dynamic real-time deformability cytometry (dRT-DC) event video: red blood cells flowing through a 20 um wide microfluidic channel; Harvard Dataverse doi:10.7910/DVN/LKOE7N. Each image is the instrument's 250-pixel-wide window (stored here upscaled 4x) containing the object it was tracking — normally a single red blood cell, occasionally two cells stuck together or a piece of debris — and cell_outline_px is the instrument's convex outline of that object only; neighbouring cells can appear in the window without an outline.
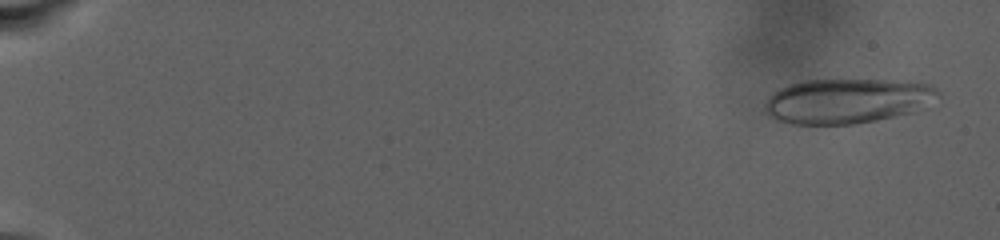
{"species": "human", "species_latin": "Homo sapiens", "temperature_condition": "warm", "stored_images_in_passage": 89, "camera_frame_rate_fps": 3000, "um_per_image_px": 0.085, "donor": {"sex": "male"}, "frame": {"image": 1, "passage_image": 4, "time_ms": 1.0, "image_size_px": [1000, 240], "cell_outline_px": [[940, 96], [912, 112], [876, 120], [852, 124], [792, 124], [776, 120], [768, 116], [764, 112], [764, 104], [768, 96], [772, 92], [788, 84], [804, 80], [884, 80], [932, 84], [940, 92]], "centroid_in_image_um": [71.94, 8.58], "position_along_channel_um": 13.1, "area_um2": 45.32}}
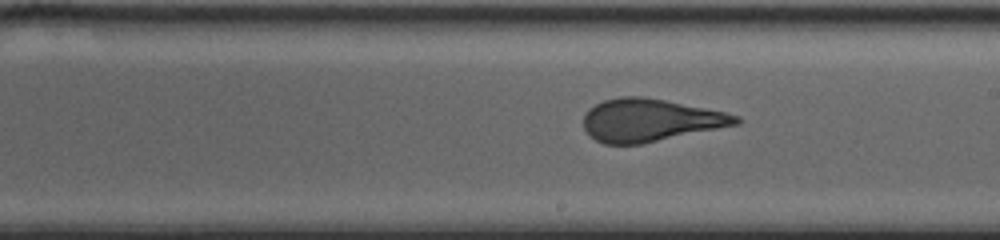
{"frame": {"image": 2, "passage_image": 55, "time_ms": 18.0, "image_size_px": [1000, 240], "cell_outline_px": [[744, 120], [740, 124], [640, 144], [604, 144], [596, 140], [584, 128], [584, 116], [588, 108], [604, 100], [620, 96], [644, 96], [724, 112], [740, 116]], "centroid_in_image_um": [55.27, 10.21], "position_along_channel_um": 233.7, "area_um2": 37.69}}
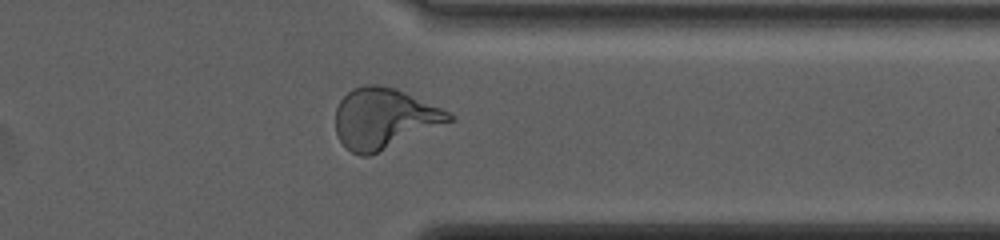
{"frame": {"image": 3, "passage_image": 73, "time_ms": 24.0, "image_size_px": [1000, 240], "cell_outline_px": [[456, 120], [368, 156], [360, 156], [344, 148], [336, 136], [336, 108], [340, 100], [352, 88], [368, 84], [376, 84], [396, 88], [440, 108], [456, 116]], "centroid_in_image_um": [32.63, 10.07], "position_along_channel_um": 378.8, "area_um2": 40.06}}